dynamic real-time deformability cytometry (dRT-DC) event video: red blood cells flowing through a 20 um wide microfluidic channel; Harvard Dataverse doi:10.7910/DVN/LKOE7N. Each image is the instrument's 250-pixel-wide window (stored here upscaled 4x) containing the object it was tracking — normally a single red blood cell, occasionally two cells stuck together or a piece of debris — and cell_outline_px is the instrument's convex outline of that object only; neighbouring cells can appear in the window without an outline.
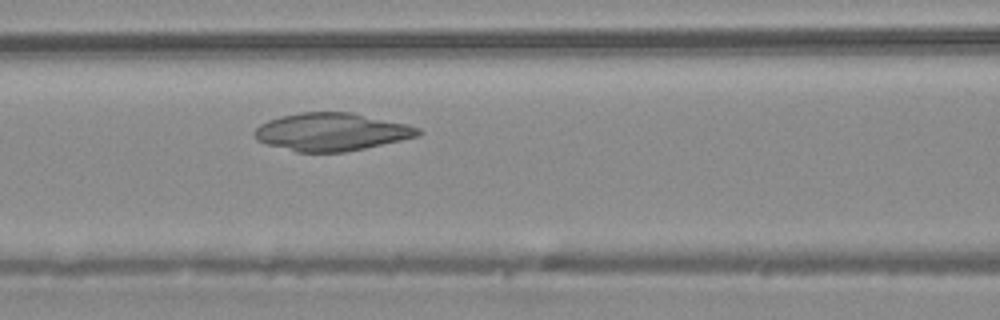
{"species": "common noctule bat (a hibernating species)", "species_latin": "Nyctalus noctula", "temperature_condition": "warm", "stored_images_in_passage": 42, "camera_frame_rate_fps": 3000, "um_per_image_px": 0.085, "animal": {"sex": "male", "body_mass_g": 20.4}, "frame": {"image": 1, "passage_image": 15, "time_ms": 4.667, "image_size_px": [1000, 320], "cell_outline_px": [[424, 132], [420, 136], [364, 148], [344, 152], [296, 152], [268, 144], [256, 140], [252, 132], [260, 124], [268, 120], [280, 116], [300, 112], [352, 112], [408, 124], [420, 128]], "centroid_in_image_um": [28.19, 11.2], "position_along_channel_um": 138.4, "area_um2": 36.24}}
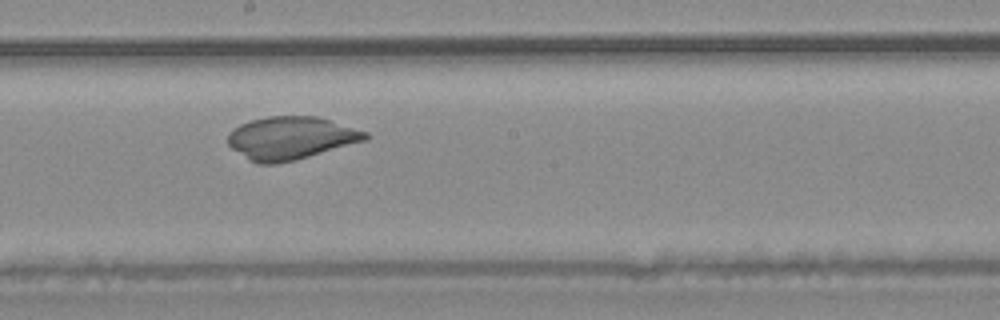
{"frame": {"image": 2, "passage_image": 21, "time_ms": 6.667, "image_size_px": [1000, 320], "cell_outline_px": [[368, 140], [296, 160], [276, 164], [256, 164], [248, 160], [232, 148], [228, 144], [228, 132], [232, 128], [240, 124], [252, 120], [268, 116], [316, 116], [368, 132]], "centroid_in_image_um": [24.7, 11.74], "position_along_channel_um": 223.5, "area_um2": 34.45}}
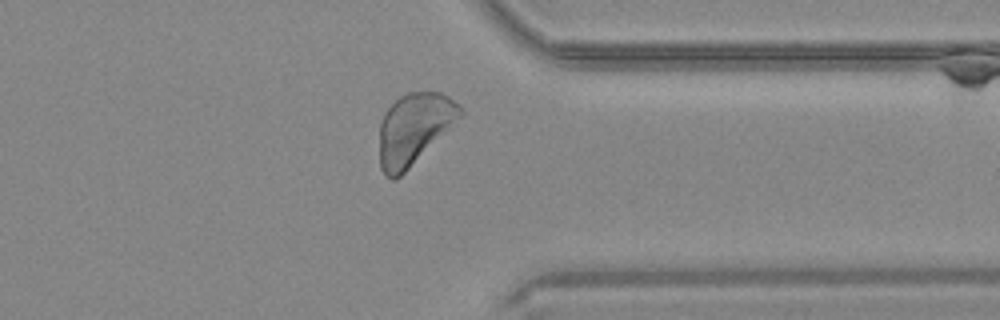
{"frame": {"image": 3, "passage_image": 32, "time_ms": 10.333, "image_size_px": [1000, 320], "cell_outline_px": [[464, 116], [396, 180], [392, 180], [380, 168], [380, 124], [384, 112], [400, 96], [408, 92], [440, 92], [448, 96], [460, 104], [464, 108]], "centroid_in_image_um": [35.24, 10.93], "position_along_channel_um": 376.2, "area_um2": 33.7}}